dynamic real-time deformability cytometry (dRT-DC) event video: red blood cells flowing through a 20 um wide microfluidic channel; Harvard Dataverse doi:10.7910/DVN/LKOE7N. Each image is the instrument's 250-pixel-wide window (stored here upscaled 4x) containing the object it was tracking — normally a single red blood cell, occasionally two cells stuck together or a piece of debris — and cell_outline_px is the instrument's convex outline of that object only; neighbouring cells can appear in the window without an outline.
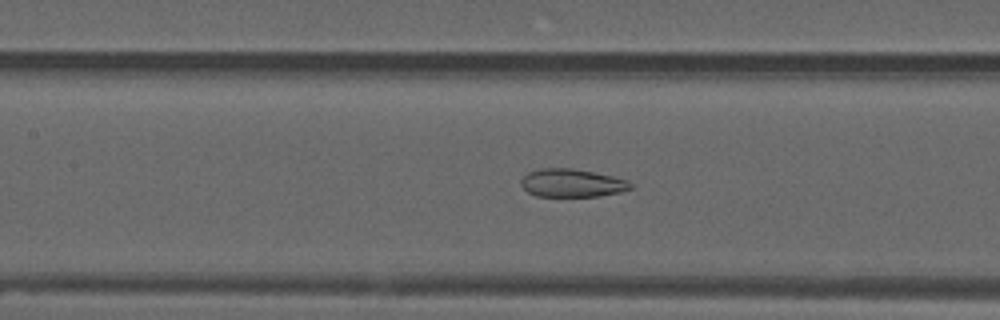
{"species": "common noctule bat (a hibernating species)", "species_latin": "Nyctalus noctula", "temperature_condition": "warm", "stored_images_in_passage": 41, "segment_of_instrument_passage": [2, 2], "camera_frame_rate_fps": 3000, "um_per_image_px": 0.085, "animal": {"sex": "male", "forearm_length_mm": 52.5}, "frame": {"image": 1, "passage_image": 15, "time_ms": 4.667, "image_size_px": [1000, 320], "cell_outline_px": [[632, 188], [620, 192], [600, 196], [536, 196], [528, 192], [520, 184], [520, 180], [528, 172], [540, 168], [572, 168], [612, 176], [628, 180], [632, 184]], "centroid_in_image_um": [48.6, 15.55], "position_along_channel_um": 158.8, "area_um2": 17.92}}
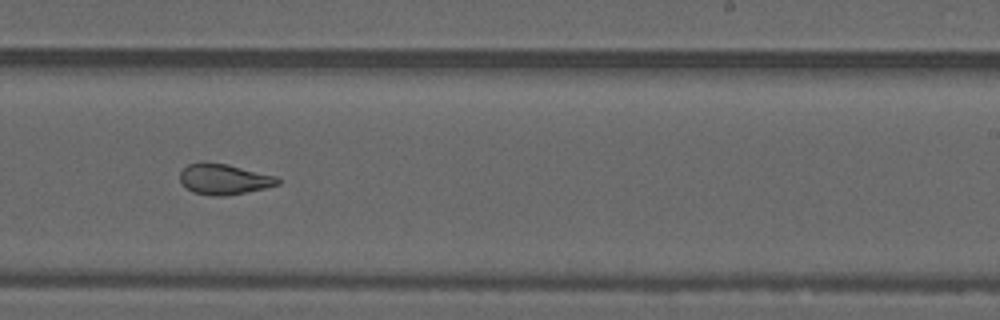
{"frame": {"image": 2, "passage_image": 24, "time_ms": 7.667, "image_size_px": [1000, 320], "cell_outline_px": [[280, 184], [264, 188], [224, 196], [212, 196], [192, 192], [180, 184], [180, 172], [188, 164], [200, 160], [204, 160], [228, 164], [276, 176], [280, 180]], "centroid_in_image_um": [18.98, 15.21], "position_along_channel_um": 270.0, "area_um2": 17.74}}
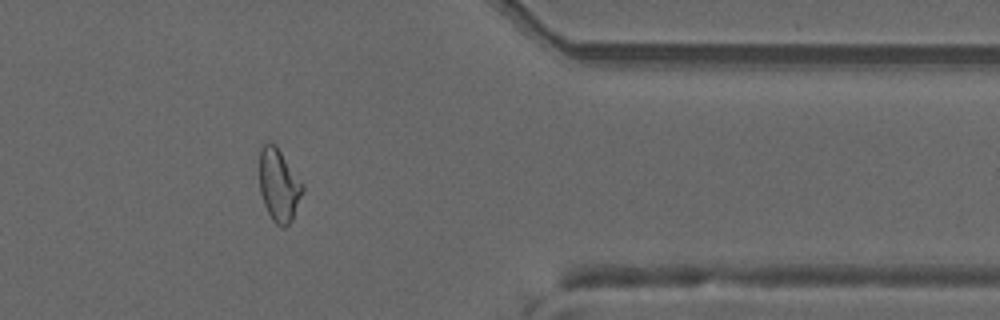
{"frame": {"image": 3, "passage_image": 35, "time_ms": 11.333, "image_size_px": [1000, 320], "cell_outline_px": [[304, 188], [292, 220], [284, 228], [280, 228], [272, 220], [264, 204], [260, 192], [260, 148], [268, 140], [276, 144], [304, 184]], "centroid_in_image_um": [23.71, 15.72], "position_along_channel_um": 387.7, "area_um2": 18.44}}